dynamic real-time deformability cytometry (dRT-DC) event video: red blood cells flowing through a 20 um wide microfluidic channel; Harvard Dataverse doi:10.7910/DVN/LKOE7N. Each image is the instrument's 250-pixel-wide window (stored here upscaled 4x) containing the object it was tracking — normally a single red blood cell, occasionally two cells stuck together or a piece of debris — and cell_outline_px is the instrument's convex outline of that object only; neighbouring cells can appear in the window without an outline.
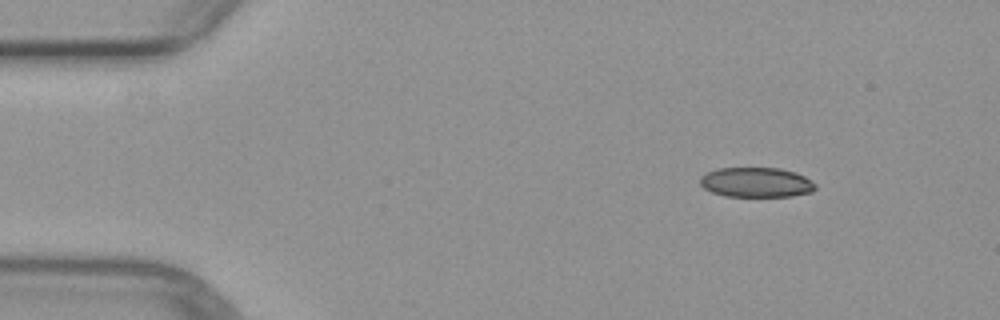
{"species": "common noctule bat (a hibernating species)", "species_latin": "Nyctalus noctula", "temperature_condition": "warm", "stored_images_in_passage": 4, "segment_of_instrument_passage": [1, 2], "camera_frame_rate_fps": 3000, "um_per_image_px": 0.085, "animal": {"sex": "female", "body_mass_g": 29.2, "forearm_length_mm": 56.3}, "frame": {"image": 1, "passage_image": 1, "time_ms": 0.0, "image_size_px": [1000, 320], "cell_outline_px": [[816, 188], [812, 192], [792, 196], [724, 196], [712, 192], [704, 188], [700, 184], [700, 176], [716, 168], [780, 168], [796, 172], [804, 176], [816, 184]], "centroid_in_image_um": [64.28, 15.5], "position_along_channel_um": 20.7, "area_um2": 20.11}}